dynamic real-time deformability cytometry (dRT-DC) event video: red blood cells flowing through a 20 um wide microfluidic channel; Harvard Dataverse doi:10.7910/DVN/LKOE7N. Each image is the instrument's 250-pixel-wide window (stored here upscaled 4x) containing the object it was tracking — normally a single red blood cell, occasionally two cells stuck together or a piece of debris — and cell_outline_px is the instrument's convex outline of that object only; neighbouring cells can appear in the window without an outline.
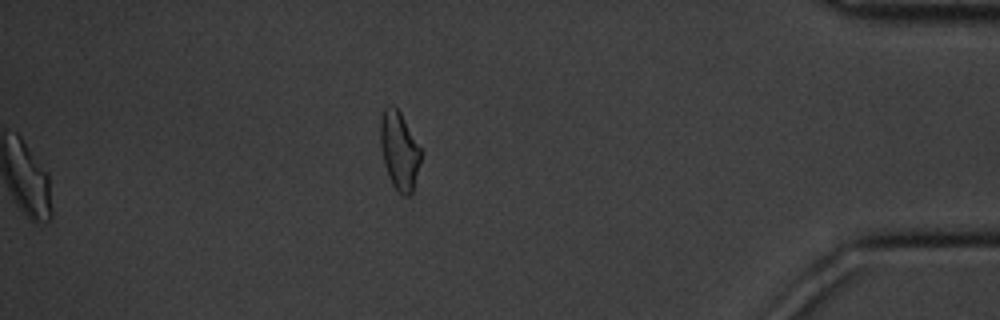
{"species": "common noctule bat (a hibernating species)", "species_latin": "Nyctalus noctula", "temperature_condition": "cold", "stored_images_in_passage": 44, "segment_of_instrument_passage": [2, 2], "camera_frame_rate_fps": 3000, "um_per_image_px": 0.085, "animal": {"sex": "male", "body_mass_g": 20.1, "forearm_length_mm": 53.5}, "frame": {"image": 1, "passage_image": 44, "time_ms": 14.333, "image_size_px": [1000, 320], "cell_outline_px": [[420, 160], [412, 192], [408, 196], [404, 196], [392, 184], [384, 164], [380, 144], [380, 120], [384, 108], [392, 104], [400, 112], [420, 148]], "centroid_in_image_um": [33.91, 12.78], "position_along_channel_um": 401.3, "area_um2": 17.98}}